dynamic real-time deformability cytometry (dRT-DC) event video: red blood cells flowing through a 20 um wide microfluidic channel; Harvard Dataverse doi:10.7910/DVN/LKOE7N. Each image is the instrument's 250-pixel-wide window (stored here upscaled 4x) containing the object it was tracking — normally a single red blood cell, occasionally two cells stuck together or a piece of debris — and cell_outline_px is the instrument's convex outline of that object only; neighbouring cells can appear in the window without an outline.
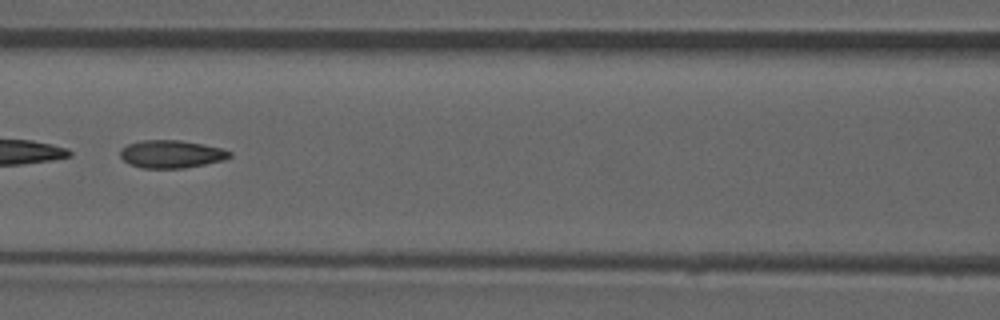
{"species": "common noctule bat (a hibernating species)", "species_latin": "Nyctalus noctula", "temperature_condition": "room temperature", "stored_images_in_passage": 50, "camera_frame_rate_fps": 3000, "um_per_image_px": 0.085, "animal": {"sex": "male", "forearm_length_mm": 52.5}, "frame": {"image": 1, "passage_image": 22, "time_ms": 7.0, "image_size_px": [1000, 320], "cell_outline_px": [[232, 156], [224, 160], [184, 168], [140, 168], [128, 164], [120, 156], [120, 148], [128, 144], [140, 140], [180, 140], [204, 144], [220, 148], [232, 152]], "centroid_in_image_um": [14.54, 13.09], "position_along_channel_um": 152.1, "area_um2": 17.86}, "authors_computed_cell_mechanics": {"area_um2": 28.9578, "velocity_mm_per_s": 3.9495, "shape_relaxation_time_tau1_ms": null, "shape_relaxation_time_tau2_ms": 2.181, "deformation_change_tau1": null, "deformation_change_tau2": 0.0756}}